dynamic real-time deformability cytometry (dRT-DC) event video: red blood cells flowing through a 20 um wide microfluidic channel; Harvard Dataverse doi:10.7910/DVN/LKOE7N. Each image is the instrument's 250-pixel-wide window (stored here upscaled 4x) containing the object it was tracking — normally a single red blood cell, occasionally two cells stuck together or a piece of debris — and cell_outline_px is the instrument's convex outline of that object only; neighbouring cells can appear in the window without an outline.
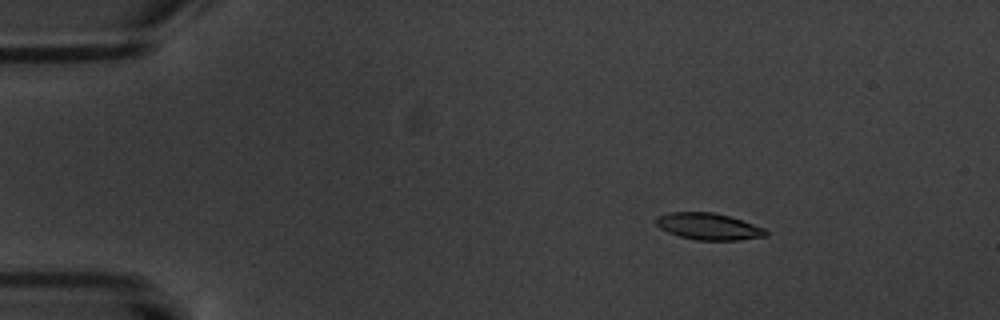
{"species": "common noctule bat (a hibernating species)", "species_latin": "Nyctalus noctula", "temperature_condition": "warm", "stored_images_in_passage": 11, "camera_frame_rate_fps": 3000, "um_per_image_px": 0.085, "animal": {"sex": "male", "body_mass_g": 20.1, "forearm_length_mm": 53.5}, "frame": {"image": 1, "passage_image": 2, "time_ms": 1.0, "image_size_px": [1000, 320], "cell_outline_px": [[768, 236], [740, 240], [696, 240], [680, 236], [668, 232], [660, 228], [656, 224], [656, 216], [672, 212], [712, 212], [728, 216], [764, 228], [768, 232]], "centroid_in_image_um": [60.22, 19.25], "position_along_channel_um": 24.8, "area_um2": 16.94}}
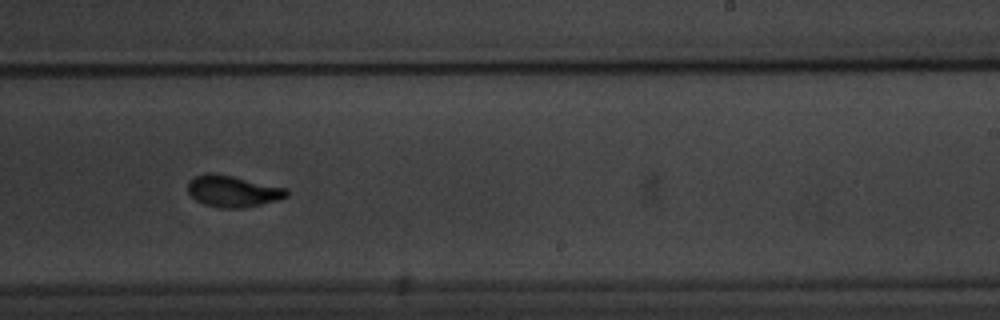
{"frame": {"image": 2, "passage_image": 10, "time_ms": 10.333, "image_size_px": [1000, 320], "cell_outline_px": [[288, 196], [276, 200], [244, 208], [220, 208], [204, 204], [196, 200], [188, 192], [188, 180], [196, 176], [208, 172], [232, 176], [288, 188]], "centroid_in_image_um": [19.78, 16.25], "position_along_channel_um": 269.2, "area_um2": 18.03}}
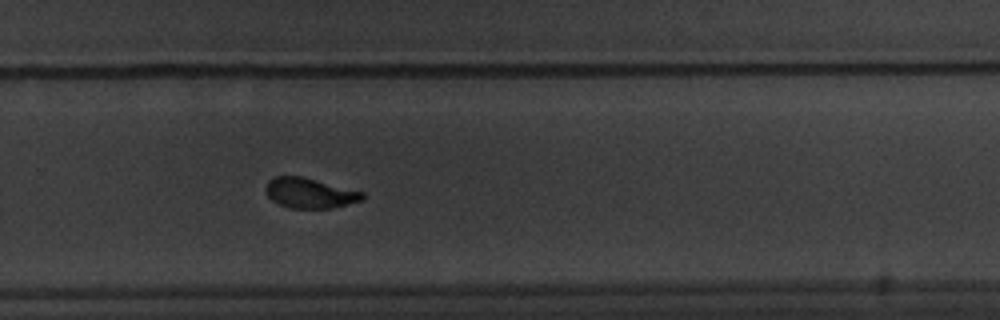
{"frame": {"image": 3, "passage_image": 11, "time_ms": 11.333, "image_size_px": [1000, 320], "cell_outline_px": [[364, 200], [332, 208], [288, 208], [272, 200], [268, 196], [264, 188], [268, 180], [276, 176], [304, 176], [364, 192]], "centroid_in_image_um": [26.33, 16.4], "position_along_channel_um": 303.5, "area_um2": 17.17}}